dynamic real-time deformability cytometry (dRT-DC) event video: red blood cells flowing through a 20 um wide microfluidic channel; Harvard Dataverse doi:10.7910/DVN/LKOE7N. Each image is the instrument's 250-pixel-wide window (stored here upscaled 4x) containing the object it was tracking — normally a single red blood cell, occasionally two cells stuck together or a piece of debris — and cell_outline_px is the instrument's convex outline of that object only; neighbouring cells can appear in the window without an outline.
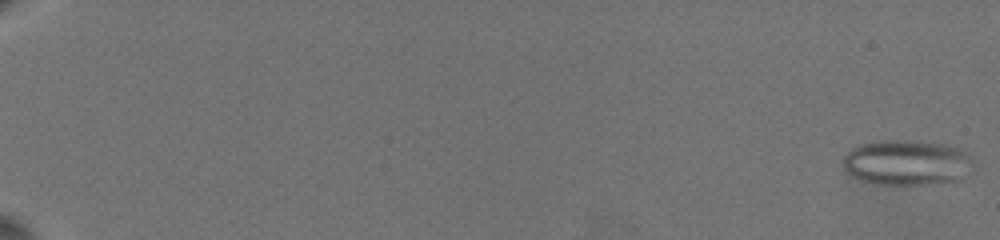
{"species": "common noctule bat (a hibernating species)", "species_latin": "Nyctalus noctula", "temperature_condition": "warm", "stored_images_in_passage": 43, "camera_frame_rate_fps": 3000, "um_per_image_px": 0.085, "animal": {"sex": "female", "body_mass_g": 19.5, "forearm_length_mm": 54.1}, "frame": {"image": 1, "passage_image": 1, "time_ms": 0.0, "image_size_px": [1000, 240], "cell_outline_px": [[972, 160], [956, 180], [928, 184], [880, 184], [864, 180], [852, 176], [844, 172], [840, 160], [852, 148], [860, 144], [884, 140], [916, 140], [944, 144], [956, 148], [972, 156]], "centroid_in_image_um": [76.95, 13.79], "position_along_channel_um": 8.1, "area_um2": 33.87}}
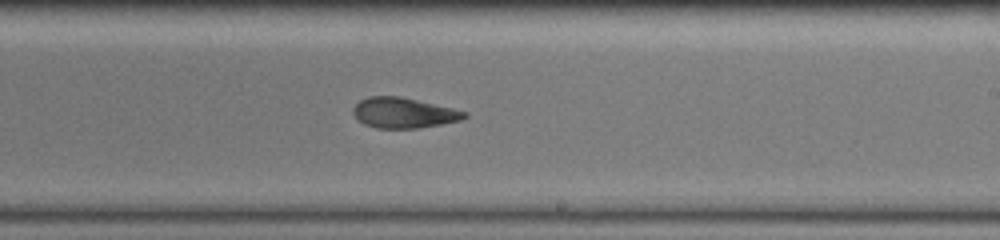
{"frame": {"image": 2, "passage_image": 31, "time_ms": 13.667, "image_size_px": [1000, 240], "cell_outline_px": [[468, 116], [460, 120], [420, 128], [376, 128], [364, 124], [352, 112], [352, 108], [360, 100], [368, 96], [400, 96], [452, 108], [468, 112]], "centroid_in_image_um": [34.3, 9.59], "position_along_channel_um": 254.7, "area_um2": 19.59}}
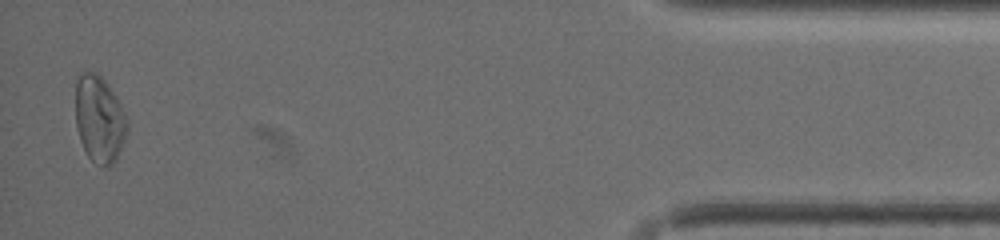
{"frame": {"image": 3, "passage_image": 43, "time_ms": 20.333, "image_size_px": [1000, 240], "cell_outline_px": [[128, 128], [124, 140], [116, 160], [112, 164], [104, 168], [96, 164], [88, 156], [80, 140], [76, 128], [76, 76], [80, 72], [96, 72], [104, 80], [116, 96], [124, 112], [128, 124]], "centroid_in_image_um": [8.43, 10.13], "position_along_channel_um": 426.8, "area_um2": 26.18}, "authors_computed_cell_mechanics": {"area_um2": 26.1834, "velocity_mm_per_s": 3.5726, "shape_relaxation_time_tau1_ms": null, "shape_relaxation_time_tau2_ms": 2.3412, "deformation_change_tau1": null, "deformation_change_tau2": 0.0791}}